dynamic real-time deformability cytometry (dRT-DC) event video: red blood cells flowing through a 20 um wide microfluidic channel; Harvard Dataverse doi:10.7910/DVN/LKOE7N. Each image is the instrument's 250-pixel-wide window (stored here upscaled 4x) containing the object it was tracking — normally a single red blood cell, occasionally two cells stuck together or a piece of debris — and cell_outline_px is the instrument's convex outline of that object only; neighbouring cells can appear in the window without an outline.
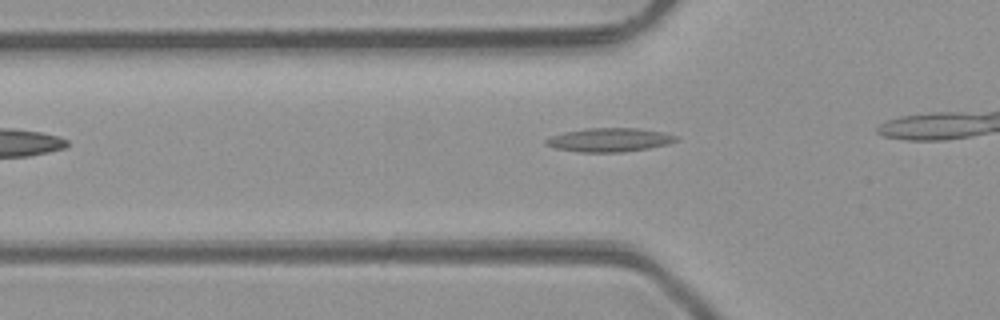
{"species": "common noctule bat (a hibernating species)", "species_latin": "Nyctalus noctula", "temperature_condition": "room temperature", "stored_images_in_passage": 4, "camera_frame_rate_fps": 3000, "um_per_image_px": 0.085, "animal": {"sex": "male", "body_mass_g": 23.1, "forearm_length_mm": 52.7}, "frame": {"image": 1, "passage_image": 2, "time_ms": 1.333, "image_size_px": [1000, 320], "cell_outline_px": [[680, 136], [676, 140], [664, 144], [648, 148], [624, 152], [580, 152], [556, 148], [544, 144], [544, 140], [552, 136], [564, 132], [584, 128], [636, 128], [664, 132]], "centroid_in_image_um": [51.78, 11.88], "position_along_channel_um": 74.0, "area_um2": 17.92}}